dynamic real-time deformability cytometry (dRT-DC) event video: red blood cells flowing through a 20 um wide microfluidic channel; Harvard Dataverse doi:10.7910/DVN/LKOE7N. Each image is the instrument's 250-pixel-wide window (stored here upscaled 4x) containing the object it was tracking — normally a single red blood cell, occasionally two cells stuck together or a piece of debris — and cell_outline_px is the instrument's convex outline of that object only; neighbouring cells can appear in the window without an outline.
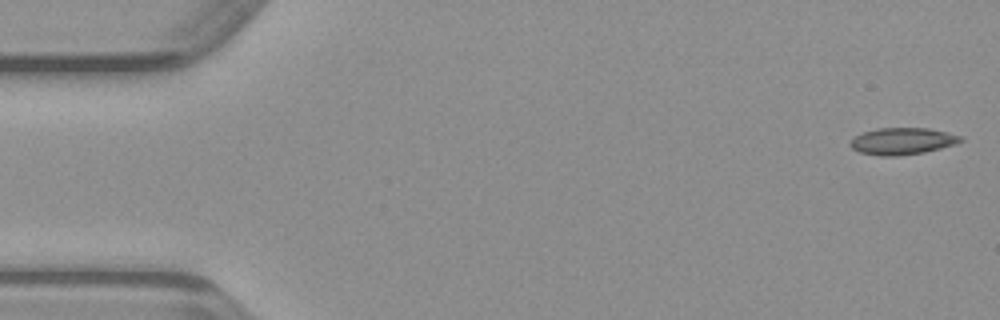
{"species": "common noctule bat (a hibernating species)", "species_latin": "Nyctalus noctula", "temperature_condition": "warm", "stored_images_in_passage": 48, "camera_frame_rate_fps": 3000, "um_per_image_px": 0.085, "animal": {"sex": "male", "body_mass_g": 23.1, "forearm_length_mm": 52.7}, "frame": {"image": 1, "passage_image": 1, "time_ms": 0.0, "image_size_px": [1000, 320], "cell_outline_px": [[964, 140], [956, 144], [924, 152], [896, 156], [880, 156], [860, 152], [852, 148], [848, 144], [856, 136], [864, 132], [876, 128], [928, 128], [948, 132], [964, 136]], "centroid_in_image_um": [76.74, 11.99], "position_along_channel_um": 8.3, "area_um2": 17.28}}
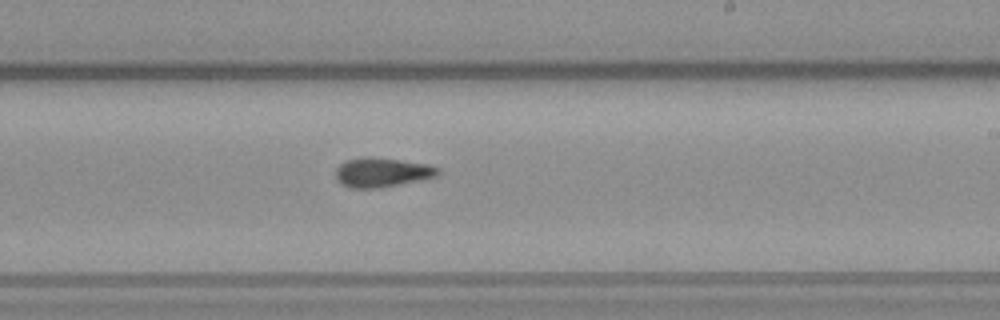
{"frame": {"image": 2, "passage_image": 28, "time_ms": 9.0, "image_size_px": [1000, 320], "cell_outline_px": [[440, 172], [436, 176], [380, 188], [352, 188], [340, 184], [336, 180], [336, 168], [344, 160], [364, 156], [400, 160], [428, 164], [440, 168]], "centroid_in_image_um": [32.42, 14.64], "position_along_channel_um": 256.6, "area_um2": 17.51}}
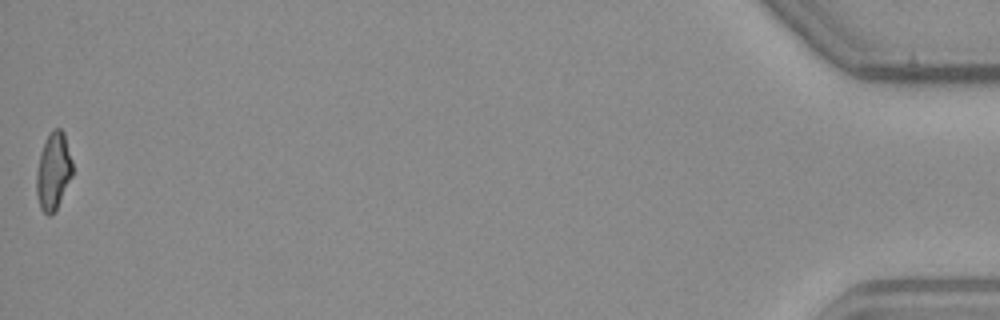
{"frame": {"image": 3, "passage_image": 48, "time_ms": 15.667, "image_size_px": [1000, 320], "cell_outline_px": [[72, 176], [52, 216], [48, 216], [40, 208], [36, 192], [36, 172], [40, 152], [52, 128], [60, 128], [64, 132], [72, 160]], "centroid_in_image_um": [4.52, 14.55], "position_along_channel_um": 430.7, "area_um2": 16.18}}